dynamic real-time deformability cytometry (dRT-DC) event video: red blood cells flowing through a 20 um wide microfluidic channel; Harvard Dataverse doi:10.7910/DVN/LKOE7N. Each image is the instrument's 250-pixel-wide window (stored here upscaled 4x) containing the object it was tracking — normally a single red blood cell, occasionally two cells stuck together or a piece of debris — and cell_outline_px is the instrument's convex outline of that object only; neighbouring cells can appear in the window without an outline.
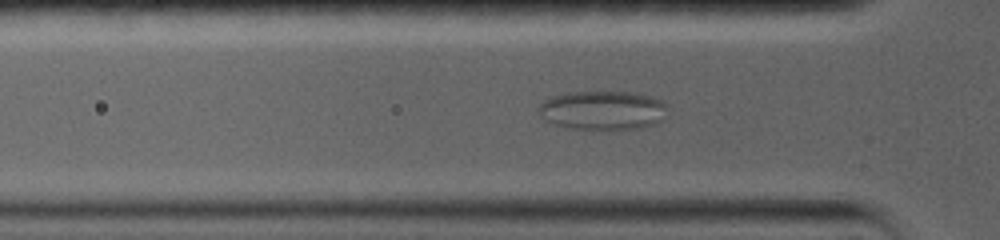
{"species": "common noctule bat (a hibernating species)", "species_latin": "Nyctalus noctula", "temperature_condition": "warm", "stored_images_in_passage": 47, "camera_frame_rate_fps": 5000, "um_per_image_px": 0.085, "animal": {"sex": "female", "body_mass_g": 19.0, "forearm_length_mm": 56.7}, "frame": {"image": 1, "passage_image": 12, "time_ms": 4.2, "image_size_px": [1000, 240], "cell_outline_px": [[664, 108], [660, 120], [656, 124], [644, 128], [564, 128], [544, 120], [540, 116], [536, 108], [544, 100], [552, 96], [564, 92], [636, 92], [660, 100], [664, 104]], "centroid_in_image_um": [51.13, 9.36], "position_along_channel_um": 74.7, "area_um2": 29.02}}
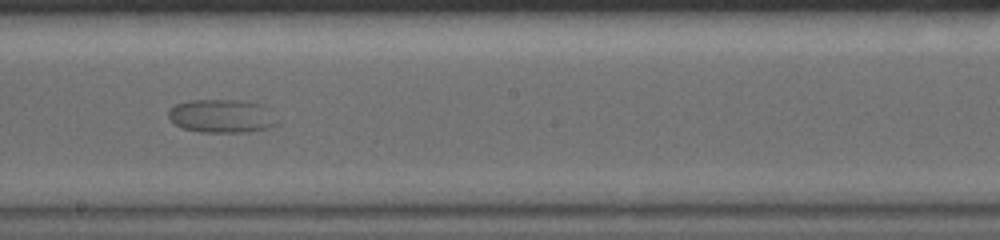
{"frame": {"image": 2, "passage_image": 24, "time_ms": 9.0, "image_size_px": [1000, 240], "cell_outline_px": [[280, 124], [268, 128], [248, 132], [200, 132], [180, 128], [168, 116], [168, 112], [176, 104], [192, 100], [240, 100], [264, 104], [280, 120]], "centroid_in_image_um": [18.93, 9.87], "position_along_channel_um": 229.3, "area_um2": 21.5}}
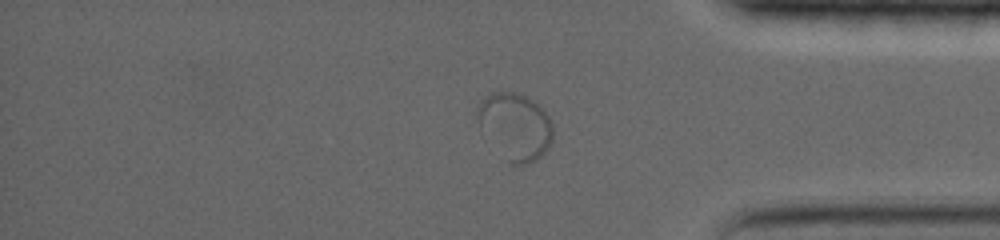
{"frame": {"image": 3, "passage_image": 37, "time_ms": 14.4, "image_size_px": [1000, 240], "cell_outline_px": [[552, 140], [548, 148], [536, 160], [528, 164], [512, 164], [508, 160], [480, 124], [476, 108], [484, 96], [488, 92], [516, 92], [532, 100], [548, 116], [552, 124]], "centroid_in_image_um": [43.82, 10.7], "position_along_channel_um": 391.4, "area_um2": 28.32}}